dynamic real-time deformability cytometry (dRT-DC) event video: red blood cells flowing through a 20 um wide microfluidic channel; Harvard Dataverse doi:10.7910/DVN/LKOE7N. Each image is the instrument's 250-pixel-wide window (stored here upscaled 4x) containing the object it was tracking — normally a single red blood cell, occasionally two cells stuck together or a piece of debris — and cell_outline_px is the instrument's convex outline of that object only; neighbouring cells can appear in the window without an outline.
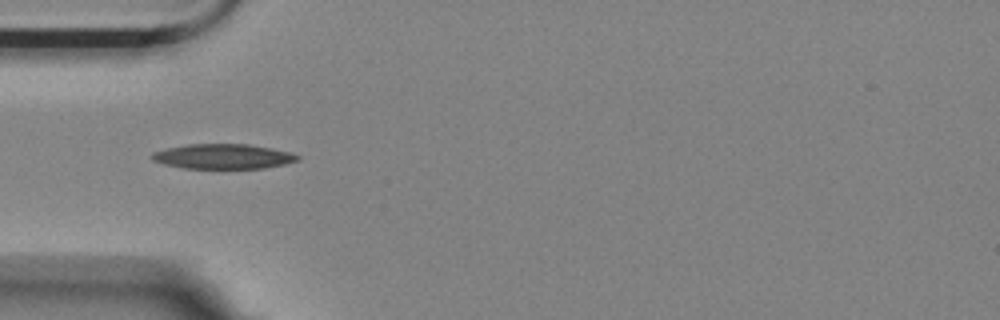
{"species": "Egyptian fruit bat (a non-hibernating species)", "species_latin": "Rousettus aegyptiacus", "temperature_condition": "room temperature", "stored_images_in_passage": 40, "camera_frame_rate_fps": 3000, "um_per_image_px": 0.085, "animal": {"sex": "female"}, "frame": {"image": 1, "passage_image": 1, "time_ms": 0.0, "image_size_px": [1000, 320], "cell_outline_px": [[300, 160], [284, 164], [264, 168], [184, 168], [164, 164], [152, 160], [148, 156], [152, 152], [168, 148], [188, 144], [248, 144], [272, 148], [292, 152], [300, 156]], "centroid_in_image_um": [18.97, 13.29], "position_along_channel_um": 66.0, "area_um2": 21.21}}
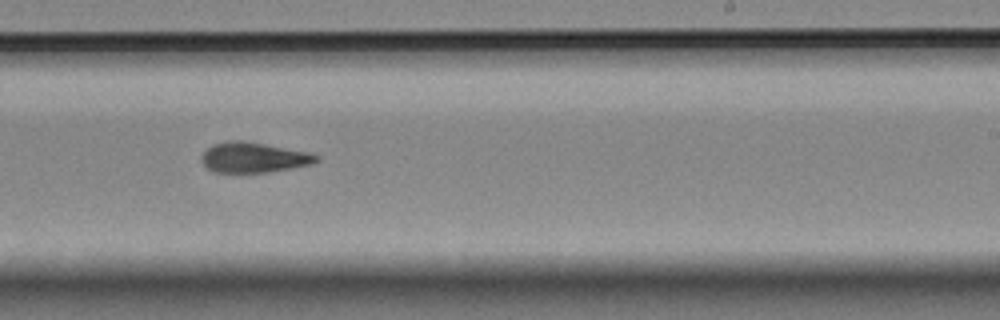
{"frame": {"image": 2, "passage_image": 18, "time_ms": 5.667, "image_size_px": [1000, 320], "cell_outline_px": [[320, 160], [312, 164], [292, 168], [268, 172], [212, 172], [200, 160], [200, 156], [212, 144], [228, 140], [240, 140], [264, 144], [308, 152], [320, 156]], "centroid_in_image_um": [21.55, 13.38], "position_along_channel_um": 267.5, "area_um2": 20.23}}
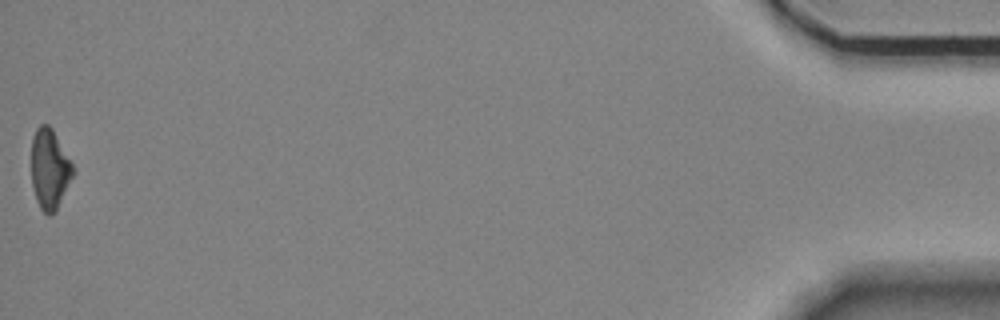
{"frame": {"image": 3, "passage_image": 40, "time_ms": 13.0, "image_size_px": [1000, 320], "cell_outline_px": [[76, 172], [56, 212], [52, 216], [48, 216], [40, 208], [36, 200], [32, 184], [32, 136], [36, 128], [40, 124], [48, 124], [52, 128], [72, 164]], "centroid_in_image_um": [4.23, 14.41], "position_along_channel_um": 431.0, "area_um2": 19.65}, "authors_computed_cell_mechanics": {"area_um2": 20.2878, "velocity_mm_per_s": 3.5368, "shape_relaxation_time_tau1_ms": 8.0368, "shape_relaxation_time_tau2_ms": 4.6585, "deformation_change_tau1": 0.22, "deformation_change_tau2": 0.1368}}